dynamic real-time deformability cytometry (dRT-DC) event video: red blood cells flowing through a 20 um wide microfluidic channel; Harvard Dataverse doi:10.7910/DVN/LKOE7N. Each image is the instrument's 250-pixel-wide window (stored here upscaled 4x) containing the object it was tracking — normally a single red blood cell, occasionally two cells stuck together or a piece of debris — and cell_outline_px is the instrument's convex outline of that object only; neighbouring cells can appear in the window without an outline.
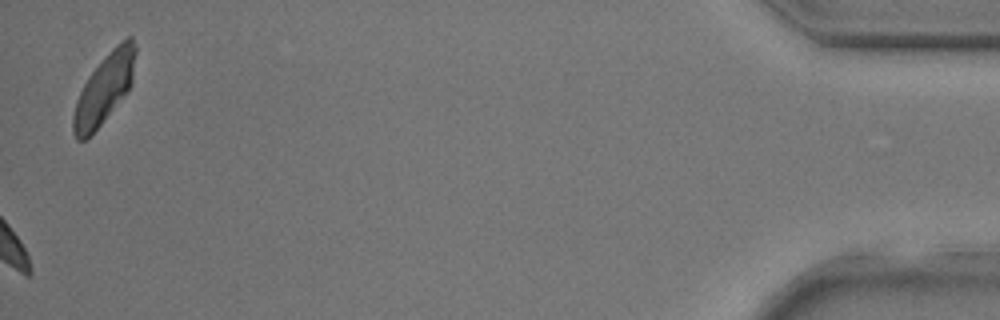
{"species": "common noctule bat (a hibernating species)", "species_latin": "Nyctalus noctula", "temperature_condition": "room temperature", "stored_images_in_passage": 32, "camera_frame_rate_fps": 3000, "um_per_image_px": 0.085, "animal": {"sex": "male", "body_mass_g": 17.9, "forearm_length_mm": 54.2}, "frame": {"image": 1, "passage_image": 32, "time_ms": 10.333, "image_size_px": [1000, 320], "cell_outline_px": [[136, 52], [132, 84], [128, 92], [100, 124], [84, 140], [76, 140], [72, 132], [72, 116], [76, 100], [88, 76], [108, 52], [112, 48], [128, 36], [132, 36], [136, 44]], "centroid_in_image_um": [8.87, 7.52], "position_along_channel_um": 426.3, "area_um2": 25.14}}